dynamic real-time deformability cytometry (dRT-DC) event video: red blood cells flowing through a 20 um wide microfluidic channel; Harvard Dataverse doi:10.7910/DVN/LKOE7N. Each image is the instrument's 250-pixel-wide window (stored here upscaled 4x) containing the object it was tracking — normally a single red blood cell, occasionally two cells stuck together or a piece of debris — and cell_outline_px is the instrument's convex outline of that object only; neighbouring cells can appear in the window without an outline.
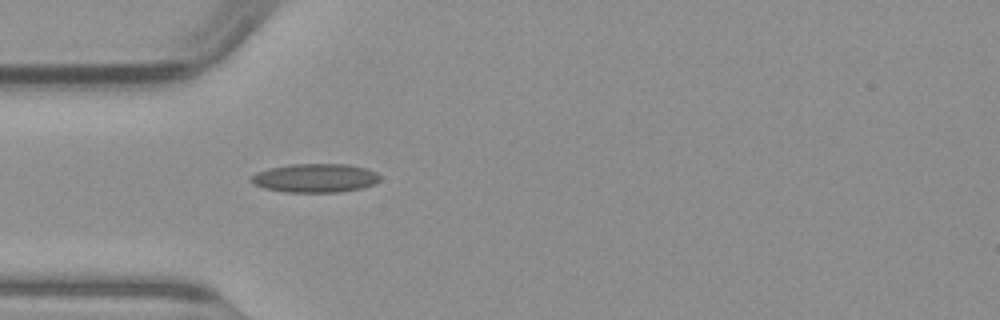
{"species": "common noctule bat (a hibernating species)", "species_latin": "Nyctalus noctula", "temperature_condition": "warm", "stored_images_in_passage": 36, "camera_frame_rate_fps": 3000, "um_per_image_px": 0.085, "animal": {"sex": "male", "body_mass_g": 23.1, "forearm_length_mm": 52.7}, "frame": {"image": 1, "passage_image": 1, "time_ms": 0.0, "image_size_px": [1000, 320], "cell_outline_px": [[380, 180], [376, 184], [364, 188], [340, 192], [284, 192], [264, 188], [252, 184], [248, 180], [256, 172], [268, 168], [292, 164], [348, 164], [368, 168], [376, 172], [380, 176]], "centroid_in_image_um": [26.8, 15.13], "position_along_channel_um": 58.2, "area_um2": 21.96}}
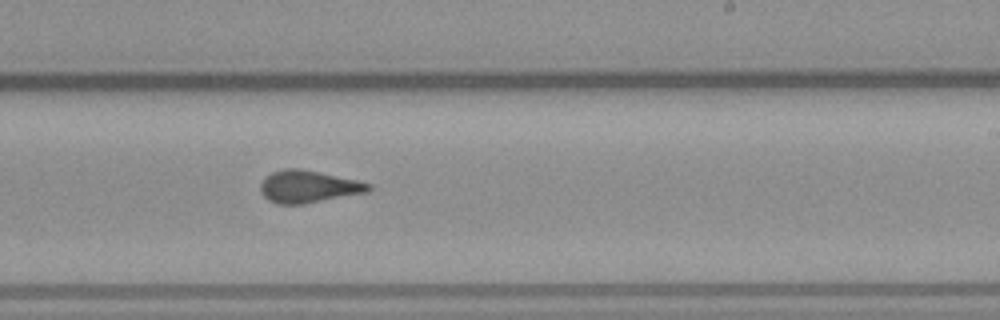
{"frame": {"image": 2, "passage_image": 16, "time_ms": 5.0, "image_size_px": [1000, 320], "cell_outline_px": [[372, 188], [368, 192], [304, 204], [276, 204], [268, 200], [260, 192], [260, 184], [264, 176], [272, 172], [284, 168], [300, 168], [320, 172], [356, 180], [372, 184]], "centroid_in_image_um": [26.18, 15.86], "position_along_channel_um": 262.8, "area_um2": 20.52}}
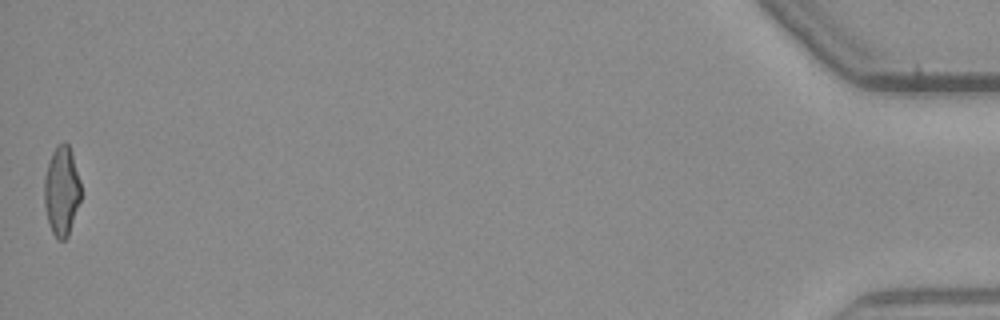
{"frame": {"image": 3, "passage_image": 36, "time_ms": 11.667, "image_size_px": [1000, 320], "cell_outline_px": [[80, 200], [68, 236], [64, 240], [56, 240], [52, 232], [48, 220], [44, 204], [44, 176], [52, 152], [56, 144], [64, 140], [68, 144], [72, 152], [80, 180]], "centroid_in_image_um": [5.23, 16.2], "position_along_channel_um": 430.0, "area_um2": 19.19}}